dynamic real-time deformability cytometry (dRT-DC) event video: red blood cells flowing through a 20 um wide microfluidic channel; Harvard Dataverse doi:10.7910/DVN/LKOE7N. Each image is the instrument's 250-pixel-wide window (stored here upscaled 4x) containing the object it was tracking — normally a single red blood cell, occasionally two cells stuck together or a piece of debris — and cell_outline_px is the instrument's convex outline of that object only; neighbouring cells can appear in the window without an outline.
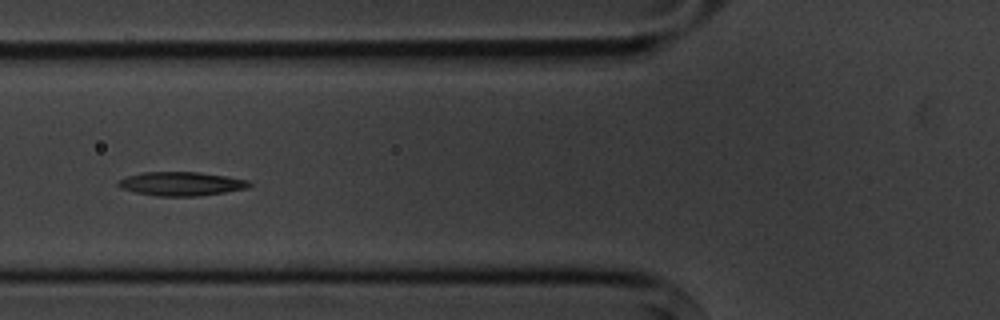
{"species": "common noctule bat (a hibernating species)", "species_latin": "Nyctalus noctula", "temperature_condition": "cold", "stored_images_in_passage": 11, "camera_frame_rate_fps": 3000, "um_per_image_px": 0.085, "animal": {"sex": "male", "body_mass_g": 20.1, "forearm_length_mm": 53.5}, "frame": {"image": 1, "passage_image": 7, "time_ms": 8.0, "image_size_px": [1000, 320], "cell_outline_px": [[252, 184], [248, 188], [200, 196], [156, 196], [136, 192], [120, 188], [116, 184], [120, 180], [128, 176], [144, 172], [196, 172], [228, 176], [248, 180]], "centroid_in_image_um": [15.43, 15.62], "position_along_channel_um": 110.4, "area_um2": 18.15}}
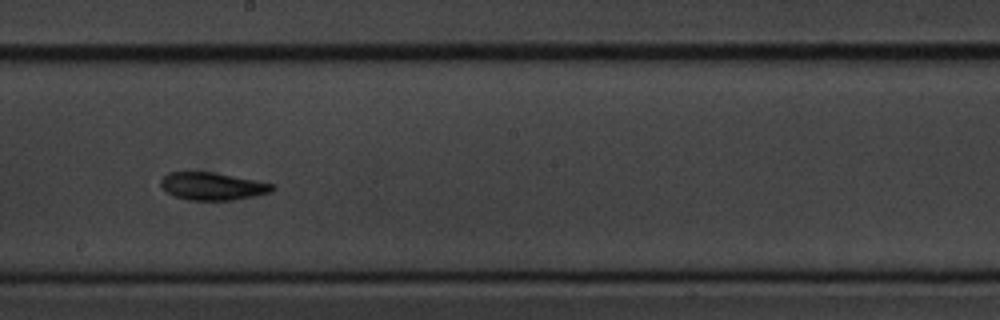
{"frame": {"image": 2, "passage_image": 10, "time_ms": 11.333, "image_size_px": [1000, 320], "cell_outline_px": [[276, 188], [272, 192], [256, 196], [232, 200], [188, 200], [176, 196], [168, 192], [160, 184], [160, 180], [168, 172], [212, 172], [276, 184]], "centroid_in_image_um": [18.11, 15.83], "position_along_channel_um": 230.1, "area_um2": 17.92}}
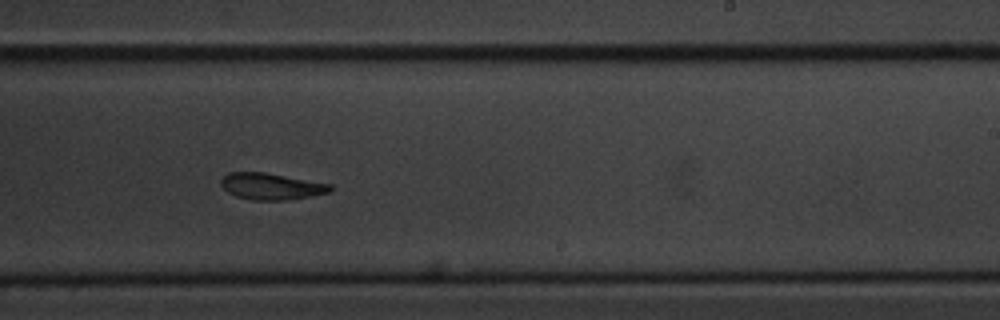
{"frame": {"image": 3, "passage_image": 11, "time_ms": 12.333, "image_size_px": [1000, 320], "cell_outline_px": [[332, 192], [284, 200], [252, 200], [236, 196], [228, 192], [220, 184], [220, 180], [228, 172], [264, 172], [332, 184]], "centroid_in_image_um": [23.05, 15.83], "position_along_channel_um": 266.0, "area_um2": 16.82}}